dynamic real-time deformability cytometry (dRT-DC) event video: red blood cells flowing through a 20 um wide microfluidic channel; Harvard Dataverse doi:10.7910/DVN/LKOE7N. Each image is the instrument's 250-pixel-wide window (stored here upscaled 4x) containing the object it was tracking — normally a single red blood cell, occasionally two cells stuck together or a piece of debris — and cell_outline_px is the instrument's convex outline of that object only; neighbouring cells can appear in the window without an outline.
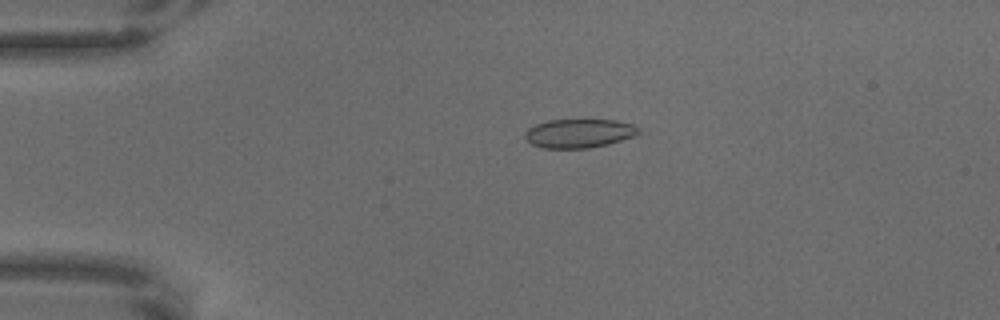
{"species": "common noctule bat (a hibernating species)", "species_latin": "Nyctalus noctula", "temperature_condition": "warm", "stored_images_in_passage": 66, "camera_frame_rate_fps": 3000, "um_per_image_px": 0.085, "animal": {"sex": "male", "body_mass_g": 18.8}, "frame": {"image": 1, "passage_image": 15, "time_ms": 4.667, "image_size_px": [1000, 320], "cell_outline_px": [[640, 132], [632, 136], [608, 144], [588, 148], [544, 148], [532, 144], [524, 136], [524, 132], [528, 128], [536, 124], [548, 120], [616, 120], [632, 124], [640, 128]], "centroid_in_image_um": [49.2, 11.33], "position_along_channel_um": 35.8, "area_um2": 18.96}}
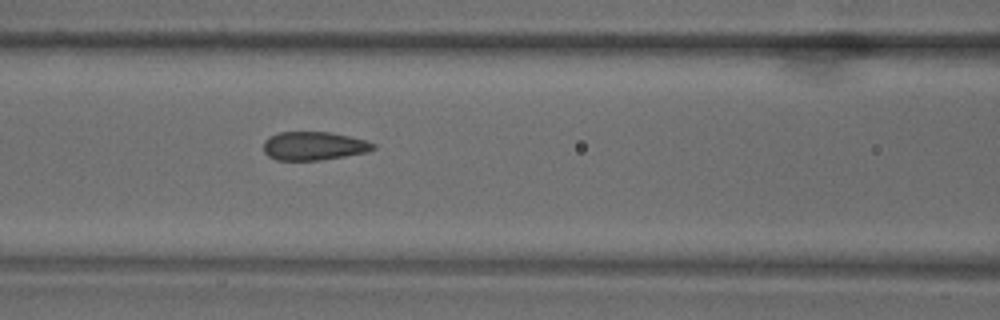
{"frame": {"image": 2, "passage_image": 29, "time_ms": 9.333, "image_size_px": [1000, 320], "cell_outline_px": [[376, 148], [368, 152], [320, 160], [276, 160], [268, 156], [264, 152], [264, 140], [268, 136], [280, 132], [328, 132], [348, 136], [364, 140], [376, 144]], "centroid_in_image_um": [26.65, 12.4], "position_along_channel_um": 139.9, "area_um2": 18.21}}
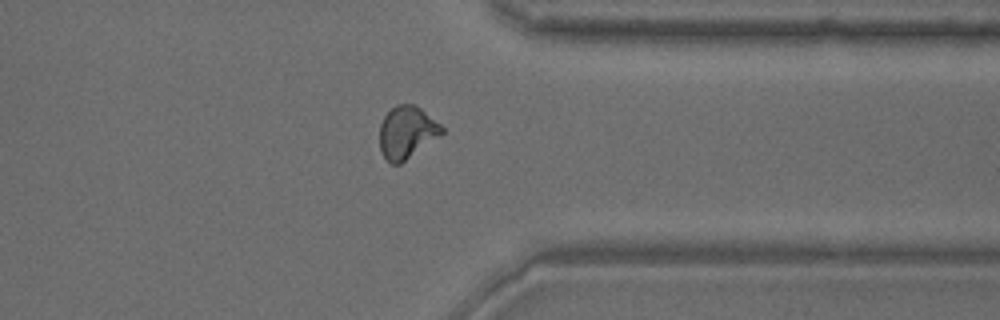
{"frame": {"image": 3, "passage_image": 52, "time_ms": 17.0, "image_size_px": [1000, 320], "cell_outline_px": [[444, 132], [440, 136], [400, 164], [392, 164], [384, 156], [380, 148], [380, 124], [384, 116], [396, 104], [412, 104], [420, 108], [440, 124], [444, 128]], "centroid_in_image_um": [34.58, 11.24], "position_along_channel_um": 376.8, "area_um2": 18.79}}